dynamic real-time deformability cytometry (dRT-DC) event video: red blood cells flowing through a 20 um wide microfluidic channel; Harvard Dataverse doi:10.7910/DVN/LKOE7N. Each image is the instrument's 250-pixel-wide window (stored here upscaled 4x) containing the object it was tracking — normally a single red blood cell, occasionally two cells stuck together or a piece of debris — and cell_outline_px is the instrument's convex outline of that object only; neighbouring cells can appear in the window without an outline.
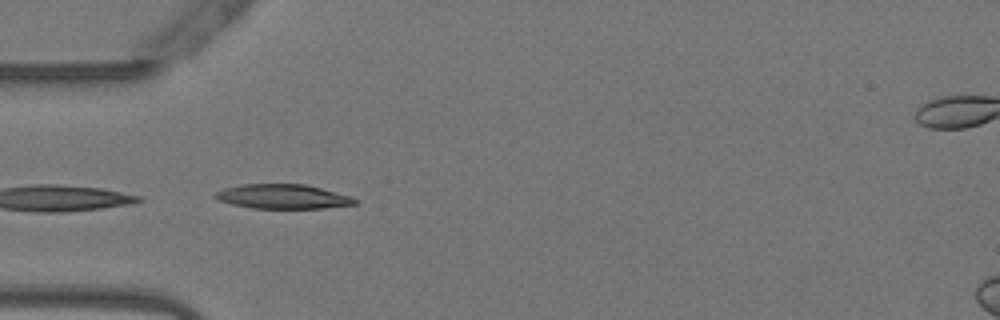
{"species": "Egyptian fruit bat (a non-hibernating species)", "species_latin": "Rousettus aegyptiacus", "temperature_condition": "warm", "stored_images_in_passage": 5, "camera_frame_rate_fps": 3000, "um_per_image_px": 0.085, "animal": {"sex": "female"}, "frame": {"image": 1, "passage_image": 1, "time_ms": 0.0, "image_size_px": [1000, 320], "cell_outline_px": [[356, 204], [324, 208], [252, 208], [232, 204], [220, 200], [212, 196], [216, 192], [224, 188], [240, 184], [304, 184], [352, 196], [356, 200]], "centroid_in_image_um": [24.03, 16.7], "position_along_channel_um": 61.0, "area_um2": 19.77}}